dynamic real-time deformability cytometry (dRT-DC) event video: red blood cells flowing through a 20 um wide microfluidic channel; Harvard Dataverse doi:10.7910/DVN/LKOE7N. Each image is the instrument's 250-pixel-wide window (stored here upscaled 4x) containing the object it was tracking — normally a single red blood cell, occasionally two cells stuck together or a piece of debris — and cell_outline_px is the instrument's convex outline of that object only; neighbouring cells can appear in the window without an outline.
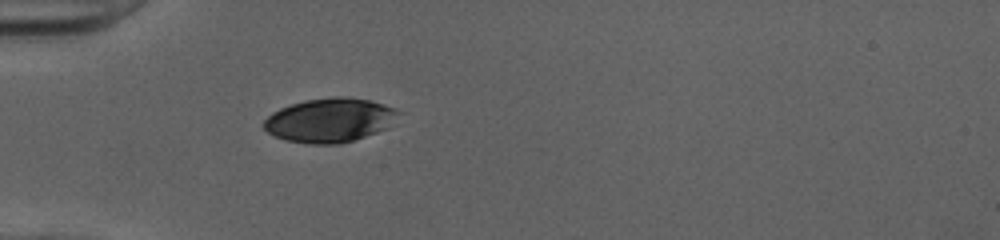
{"species": "human", "species_latin": "Homo sapiens", "temperature_condition": "cold", "stored_images_in_passage": 36, "camera_frame_rate_fps": 3000, "um_per_image_px": 0.085, "donor": {"sex": "female"}, "frame": {"image": 1, "passage_image": 1, "time_ms": 0.0, "image_size_px": [1000, 240], "cell_outline_px": [[404, 112], [388, 128], [340, 144], [308, 144], [284, 140], [268, 132], [264, 128], [264, 120], [272, 112], [280, 108], [304, 100], [332, 96], [348, 96], [368, 100], [396, 108]], "centroid_in_image_um": [28.07, 10.2], "position_along_channel_um": 56.9, "area_um2": 34.85}}
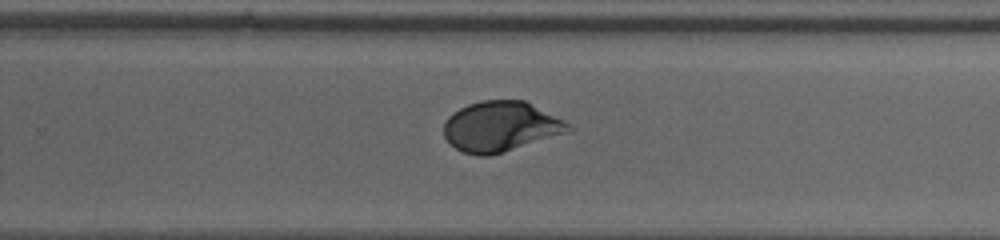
{"frame": {"image": 2, "passage_image": 19, "time_ms": 6.0, "image_size_px": [1000, 240], "cell_outline_px": [[572, 132], [488, 156], [476, 156], [464, 152], [456, 148], [444, 136], [444, 124], [448, 116], [452, 112], [468, 104], [480, 100], [524, 100], [564, 120], [572, 128]], "centroid_in_image_um": [42.57, 10.75], "position_along_channel_um": 287.2, "area_um2": 36.41}}
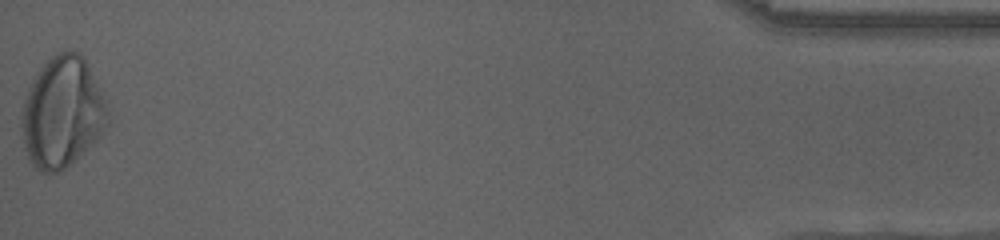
{"frame": {"image": 3, "passage_image": 36, "time_ms": 11.667, "image_size_px": [1000, 240], "cell_outline_px": [[108, 124], [100, 136], [96, 140], [60, 172], [40, 172], [32, 164], [24, 148], [20, 124], [20, 116], [24, 100], [28, 88], [36, 72], [52, 56], [60, 52], [72, 48], [80, 52], [84, 56], [104, 100], [108, 112]], "centroid_in_image_um": [5.26, 9.53], "position_along_channel_um": 429.9, "area_um2": 55.49}, "authors_computed_cell_mechanics": {"area_um2": 36.5585, "velocity_mm_per_s": 4.0201, "shape_relaxation_time_tau1_ms": 4.3266, "shape_relaxation_time_tau2_ms": null, "deformation_change_tau1": 0.1423, "deformation_change_tau2": null}}